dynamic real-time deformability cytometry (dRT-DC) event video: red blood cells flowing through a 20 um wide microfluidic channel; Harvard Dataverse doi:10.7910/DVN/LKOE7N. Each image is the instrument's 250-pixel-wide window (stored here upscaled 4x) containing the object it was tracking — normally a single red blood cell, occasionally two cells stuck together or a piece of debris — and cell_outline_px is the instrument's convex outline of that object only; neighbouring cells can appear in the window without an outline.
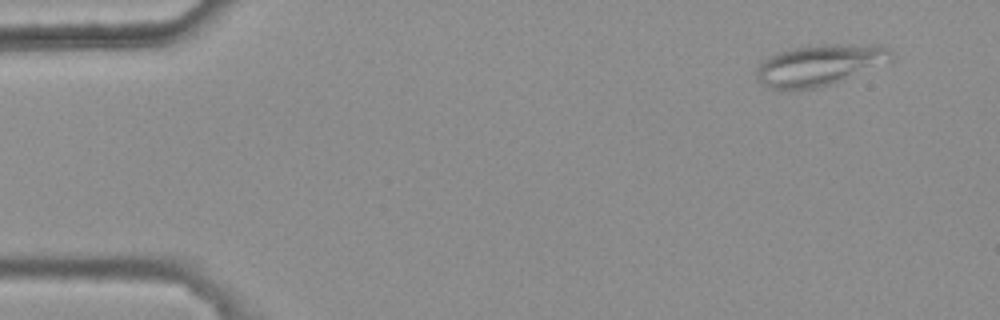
{"species": "common noctule bat (a hibernating species)", "species_latin": "Nyctalus noctula", "temperature_condition": "warm", "stored_images_in_passage": 4, "camera_frame_rate_fps": 3000, "um_per_image_px": 0.085, "animal": {"sex": "female", "body_mass_g": 25.1}, "frame": {"image": 1, "passage_image": 1, "time_ms": 0.0, "image_size_px": [1000, 320], "cell_outline_px": [[892, 60], [832, 84], [820, 88], [772, 88], [760, 84], [756, 80], [756, 68], [764, 60], [780, 52], [792, 48], [808, 44], [836, 44], [888, 48], [892, 52]], "centroid_in_image_um": [69.59, 5.53], "position_along_channel_um": 15.4, "area_um2": 31.56}}